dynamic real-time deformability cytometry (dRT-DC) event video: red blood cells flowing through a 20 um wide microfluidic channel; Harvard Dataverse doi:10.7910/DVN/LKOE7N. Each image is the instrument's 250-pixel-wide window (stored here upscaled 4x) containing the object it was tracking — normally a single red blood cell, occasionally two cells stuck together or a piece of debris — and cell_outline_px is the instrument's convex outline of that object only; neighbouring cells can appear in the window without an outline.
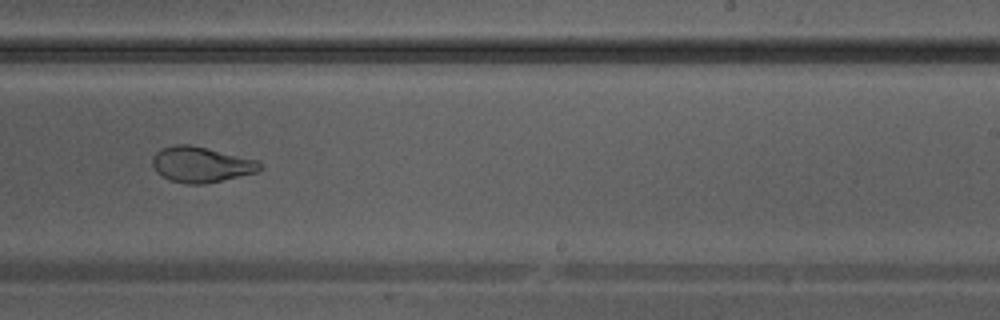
{"species": "Egyptian fruit bat (a non-hibernating species)", "species_latin": "Rousettus aegyptiacus", "temperature_condition": "warm", "stored_images_in_passage": 35, "camera_frame_rate_fps": 3000, "um_per_image_px": 0.085, "animal": {"sex": "male"}, "frame": {"image": 1, "passage_image": 20, "time_ms": 6.333, "image_size_px": [1000, 320], "cell_outline_px": [[264, 168], [256, 172], [204, 184], [184, 184], [168, 180], [156, 172], [152, 164], [152, 160], [156, 152], [172, 144], [188, 144], [260, 160]], "centroid_in_image_um": [17.1, 13.99], "position_along_channel_um": 271.9, "area_um2": 22.37}}
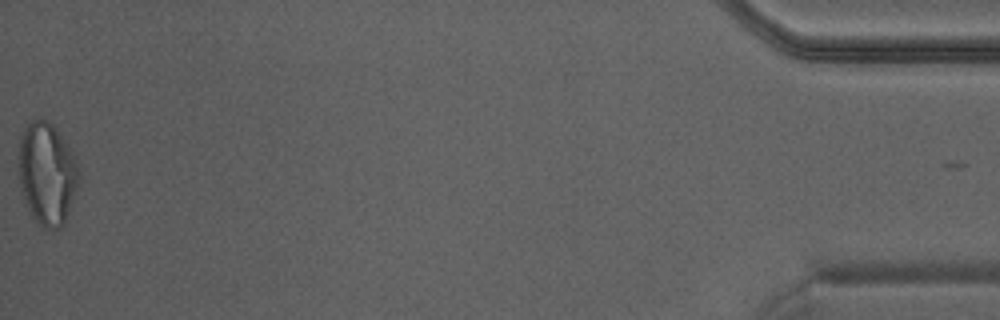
{"frame": {"image": 2, "passage_image": 35, "time_ms": 11.333, "image_size_px": [1000, 320], "cell_outline_px": [[80, 176], [64, 224], [60, 228], [44, 228], [32, 216], [28, 208], [20, 184], [20, 136], [24, 128], [32, 120], [40, 116], [48, 120], [56, 128], [76, 156], [80, 172]], "centroid_in_image_um": [4.02, 14.7], "position_along_channel_um": 431.2, "area_um2": 35.66}}